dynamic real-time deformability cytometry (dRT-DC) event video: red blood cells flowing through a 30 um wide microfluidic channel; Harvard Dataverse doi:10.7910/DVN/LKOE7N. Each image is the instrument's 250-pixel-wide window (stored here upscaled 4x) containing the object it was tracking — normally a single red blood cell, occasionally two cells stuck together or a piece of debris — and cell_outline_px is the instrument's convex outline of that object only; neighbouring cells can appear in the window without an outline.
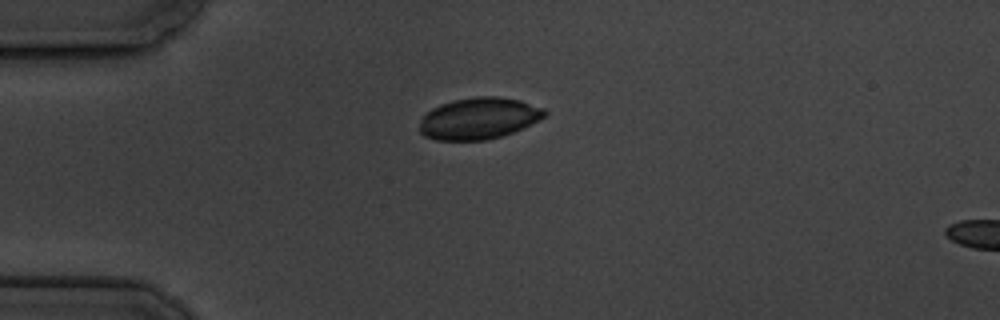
{"species": "common noctule bat (a hibernating species)", "species_latin": "Nyctalus noctula", "temperature_condition": "cold", "stored_images_in_passage": 4, "camera_frame_rate_fps": 3000, "um_per_image_px": 0.085, "animal": {"sex": "male", "body_mass_g": 19.5, "forearm_length_mm": 54.6}, "frame": {"image": 1, "passage_image": 1, "time_ms": 0.0, "image_size_px": [1000, 320], "cell_outline_px": [[548, 112], [540, 120], [512, 132], [500, 136], [484, 140], [436, 140], [424, 136], [420, 132], [420, 120], [424, 112], [440, 104], [452, 100], [476, 96], [496, 96], [520, 100], [544, 108]], "centroid_in_image_um": [40.67, 10.05], "position_along_channel_um": 44.3, "area_um2": 30.4}}
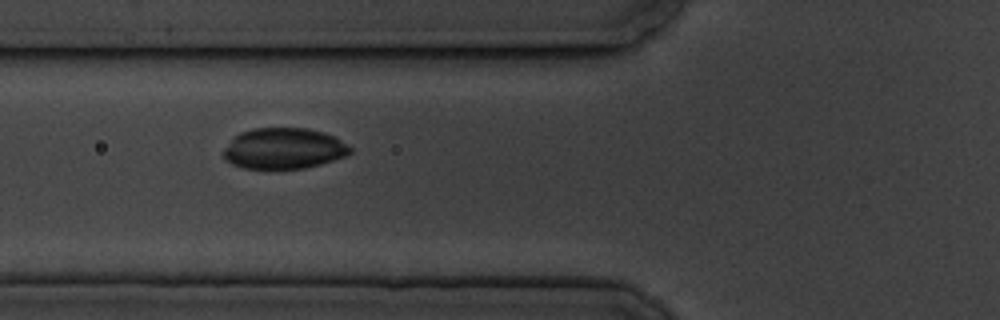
{"frame": {"image": 2, "passage_image": 3, "time_ms": 2.333, "image_size_px": [1000, 320], "cell_outline_px": [[352, 152], [348, 156], [320, 164], [304, 168], [244, 168], [232, 164], [224, 160], [224, 148], [232, 136], [240, 132], [252, 128], [304, 128], [324, 132], [336, 136], [352, 148]], "centroid_in_image_um": [24.12, 12.61], "position_along_channel_um": 101.7, "area_um2": 30.46}}